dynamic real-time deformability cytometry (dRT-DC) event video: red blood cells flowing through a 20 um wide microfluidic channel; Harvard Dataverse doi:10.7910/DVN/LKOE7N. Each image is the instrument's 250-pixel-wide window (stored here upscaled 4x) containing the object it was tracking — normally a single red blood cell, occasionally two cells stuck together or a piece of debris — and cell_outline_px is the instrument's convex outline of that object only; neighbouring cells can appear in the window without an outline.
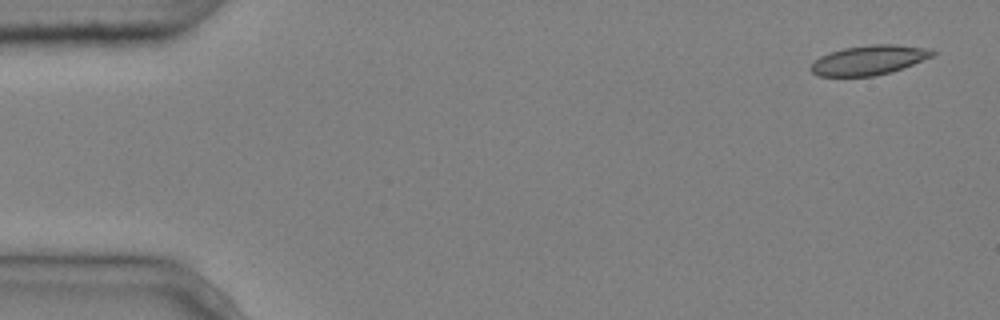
{"species": "common noctule bat (a hibernating species)", "species_latin": "Nyctalus noctula", "temperature_condition": "cold", "stored_images_in_passage": 5, "segment_of_instrument_passage": [2, 2], "camera_frame_rate_fps": 3000, "um_per_image_px": 0.085, "animal": {"sex": "male", "body_mass_g": 20.4}, "frame": {"image": 1, "passage_image": 5, "time_ms": 1.333, "image_size_px": [1000, 320], "cell_outline_px": [[936, 52], [932, 56], [892, 72], [872, 76], [816, 76], [808, 68], [820, 56], [844, 48], [872, 44], [892, 44], [932, 48]], "centroid_in_image_um": [73.86, 5.1], "position_along_channel_um": 11.1, "area_um2": 20.87}}